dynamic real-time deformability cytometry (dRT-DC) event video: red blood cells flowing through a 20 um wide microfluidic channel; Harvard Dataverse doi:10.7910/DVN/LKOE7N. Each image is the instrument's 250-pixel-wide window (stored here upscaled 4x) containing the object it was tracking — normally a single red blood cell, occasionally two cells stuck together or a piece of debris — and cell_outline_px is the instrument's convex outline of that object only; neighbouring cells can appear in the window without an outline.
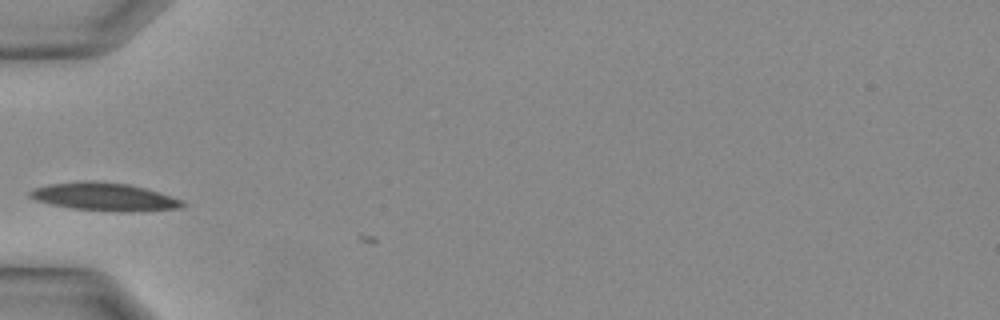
{"species": "Egyptian fruit bat (a non-hibernating species)", "species_latin": "Rousettus aegyptiacus", "temperature_condition": "warm", "stored_images_in_passage": 4, "camera_frame_rate_fps": 3000, "um_per_image_px": 0.085, "animal": {"sex": "female"}, "frame": {"image": 1, "passage_image": 2, "time_ms": 0.333, "image_size_px": [1000, 320], "cell_outline_px": [[188, 204], [180, 208], [128, 212], [116, 212], [72, 208], [52, 204], [36, 200], [28, 196], [28, 192], [36, 188], [48, 184], [80, 180], [92, 180], [128, 184], [144, 188], [184, 200]], "centroid_in_image_um": [8.88, 16.72], "position_along_channel_um": 76.1, "area_um2": 24.97}}